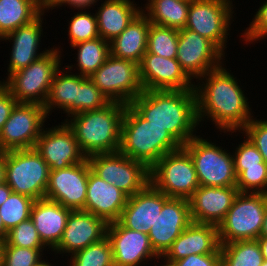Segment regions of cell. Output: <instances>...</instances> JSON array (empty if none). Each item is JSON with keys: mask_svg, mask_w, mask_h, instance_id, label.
<instances>
[{"mask_svg": "<svg viewBox=\"0 0 267 266\" xmlns=\"http://www.w3.org/2000/svg\"><path fill=\"white\" fill-rule=\"evenodd\" d=\"M224 66L223 63L196 80L194 90L199 126L210 119L218 131L230 135L241 132L255 115L238 84L241 81Z\"/></svg>", "mask_w": 267, "mask_h": 266, "instance_id": "1", "label": "cell"}, {"mask_svg": "<svg viewBox=\"0 0 267 266\" xmlns=\"http://www.w3.org/2000/svg\"><path fill=\"white\" fill-rule=\"evenodd\" d=\"M129 105L150 124L166 129L182 146L197 136L194 89L144 90Z\"/></svg>", "mask_w": 267, "mask_h": 266, "instance_id": "2", "label": "cell"}, {"mask_svg": "<svg viewBox=\"0 0 267 266\" xmlns=\"http://www.w3.org/2000/svg\"><path fill=\"white\" fill-rule=\"evenodd\" d=\"M125 109L126 105L122 103L109 102L100 109L71 115L64 122L73 131L87 158L95 154L114 153L120 150Z\"/></svg>", "mask_w": 267, "mask_h": 266, "instance_id": "3", "label": "cell"}, {"mask_svg": "<svg viewBox=\"0 0 267 266\" xmlns=\"http://www.w3.org/2000/svg\"><path fill=\"white\" fill-rule=\"evenodd\" d=\"M182 145L164 128L152 125L130 105H126L121 123L120 152L151 169L165 154Z\"/></svg>", "mask_w": 267, "mask_h": 266, "instance_id": "4", "label": "cell"}, {"mask_svg": "<svg viewBox=\"0 0 267 266\" xmlns=\"http://www.w3.org/2000/svg\"><path fill=\"white\" fill-rule=\"evenodd\" d=\"M55 47V48H54ZM55 45L51 50L26 68L0 80L18 103L44 106L49 95L55 73L62 66V52ZM62 61V62H61Z\"/></svg>", "mask_w": 267, "mask_h": 266, "instance_id": "5", "label": "cell"}, {"mask_svg": "<svg viewBox=\"0 0 267 266\" xmlns=\"http://www.w3.org/2000/svg\"><path fill=\"white\" fill-rule=\"evenodd\" d=\"M266 207L267 194L239 192L224 219L217 226L220 245L258 239Z\"/></svg>", "mask_w": 267, "mask_h": 266, "instance_id": "6", "label": "cell"}, {"mask_svg": "<svg viewBox=\"0 0 267 266\" xmlns=\"http://www.w3.org/2000/svg\"><path fill=\"white\" fill-rule=\"evenodd\" d=\"M197 135L182 146L193 160L200 186H236L234 158L224 147L216 142ZM209 140V141H208ZM224 148V150H223Z\"/></svg>", "mask_w": 267, "mask_h": 266, "instance_id": "7", "label": "cell"}, {"mask_svg": "<svg viewBox=\"0 0 267 266\" xmlns=\"http://www.w3.org/2000/svg\"><path fill=\"white\" fill-rule=\"evenodd\" d=\"M49 173V166L35 148L5 152V182L13 193L34 200L45 198Z\"/></svg>", "mask_w": 267, "mask_h": 266, "instance_id": "8", "label": "cell"}, {"mask_svg": "<svg viewBox=\"0 0 267 266\" xmlns=\"http://www.w3.org/2000/svg\"><path fill=\"white\" fill-rule=\"evenodd\" d=\"M150 183L168 197L184 199L200 186L193 160L183 147L165 154L150 169Z\"/></svg>", "mask_w": 267, "mask_h": 266, "instance_id": "9", "label": "cell"}, {"mask_svg": "<svg viewBox=\"0 0 267 266\" xmlns=\"http://www.w3.org/2000/svg\"><path fill=\"white\" fill-rule=\"evenodd\" d=\"M89 78L109 102L129 105L144 91L139 77V64L111 54Z\"/></svg>", "mask_w": 267, "mask_h": 266, "instance_id": "10", "label": "cell"}, {"mask_svg": "<svg viewBox=\"0 0 267 266\" xmlns=\"http://www.w3.org/2000/svg\"><path fill=\"white\" fill-rule=\"evenodd\" d=\"M87 160L95 175L115 185L128 196L142 191L150 183V169L144 163L133 160L120 151L95 154Z\"/></svg>", "mask_w": 267, "mask_h": 266, "instance_id": "11", "label": "cell"}, {"mask_svg": "<svg viewBox=\"0 0 267 266\" xmlns=\"http://www.w3.org/2000/svg\"><path fill=\"white\" fill-rule=\"evenodd\" d=\"M233 1L191 0L185 28L207 38L226 54V43L235 13Z\"/></svg>", "mask_w": 267, "mask_h": 266, "instance_id": "12", "label": "cell"}, {"mask_svg": "<svg viewBox=\"0 0 267 266\" xmlns=\"http://www.w3.org/2000/svg\"><path fill=\"white\" fill-rule=\"evenodd\" d=\"M47 119L44 106L17 103L0 133V150L34 148Z\"/></svg>", "mask_w": 267, "mask_h": 266, "instance_id": "13", "label": "cell"}, {"mask_svg": "<svg viewBox=\"0 0 267 266\" xmlns=\"http://www.w3.org/2000/svg\"><path fill=\"white\" fill-rule=\"evenodd\" d=\"M225 57V54L207 38L190 29L179 30L176 59L193 81L222 65L226 62Z\"/></svg>", "mask_w": 267, "mask_h": 266, "instance_id": "14", "label": "cell"}, {"mask_svg": "<svg viewBox=\"0 0 267 266\" xmlns=\"http://www.w3.org/2000/svg\"><path fill=\"white\" fill-rule=\"evenodd\" d=\"M50 170H60L84 162L87 157L81 151L73 131L65 122L44 128L34 147Z\"/></svg>", "mask_w": 267, "mask_h": 266, "instance_id": "15", "label": "cell"}, {"mask_svg": "<svg viewBox=\"0 0 267 266\" xmlns=\"http://www.w3.org/2000/svg\"><path fill=\"white\" fill-rule=\"evenodd\" d=\"M106 237L112 247L114 266H142L152 260L156 265L155 261L161 259L148 234L125 228L119 221L108 223Z\"/></svg>", "mask_w": 267, "mask_h": 266, "instance_id": "16", "label": "cell"}, {"mask_svg": "<svg viewBox=\"0 0 267 266\" xmlns=\"http://www.w3.org/2000/svg\"><path fill=\"white\" fill-rule=\"evenodd\" d=\"M88 160L60 170H50L45 198L71 210H83L87 195Z\"/></svg>", "mask_w": 267, "mask_h": 266, "instance_id": "17", "label": "cell"}, {"mask_svg": "<svg viewBox=\"0 0 267 266\" xmlns=\"http://www.w3.org/2000/svg\"><path fill=\"white\" fill-rule=\"evenodd\" d=\"M108 223L84 210H72L58 245L51 251L67 257L106 237ZM68 253V254H67ZM69 255V256H68Z\"/></svg>", "mask_w": 267, "mask_h": 266, "instance_id": "18", "label": "cell"}, {"mask_svg": "<svg viewBox=\"0 0 267 266\" xmlns=\"http://www.w3.org/2000/svg\"><path fill=\"white\" fill-rule=\"evenodd\" d=\"M191 223L189 200L169 197L148 233L154 251L162 257Z\"/></svg>", "mask_w": 267, "mask_h": 266, "instance_id": "19", "label": "cell"}, {"mask_svg": "<svg viewBox=\"0 0 267 266\" xmlns=\"http://www.w3.org/2000/svg\"><path fill=\"white\" fill-rule=\"evenodd\" d=\"M143 90H190L193 80L181 68L176 58H164L145 53L139 64Z\"/></svg>", "mask_w": 267, "mask_h": 266, "instance_id": "20", "label": "cell"}, {"mask_svg": "<svg viewBox=\"0 0 267 266\" xmlns=\"http://www.w3.org/2000/svg\"><path fill=\"white\" fill-rule=\"evenodd\" d=\"M42 11L34 20L28 24L22 25L13 32L0 39L1 41L7 40L11 43L9 64L5 77L8 78L12 73L17 72L29 66L32 62L36 61L43 55L47 54L51 49L40 51L41 37H43L44 14ZM12 40V41H11Z\"/></svg>", "mask_w": 267, "mask_h": 266, "instance_id": "21", "label": "cell"}, {"mask_svg": "<svg viewBox=\"0 0 267 266\" xmlns=\"http://www.w3.org/2000/svg\"><path fill=\"white\" fill-rule=\"evenodd\" d=\"M238 193L236 186H199L188 199L192 222L218 226Z\"/></svg>", "mask_w": 267, "mask_h": 266, "instance_id": "22", "label": "cell"}, {"mask_svg": "<svg viewBox=\"0 0 267 266\" xmlns=\"http://www.w3.org/2000/svg\"><path fill=\"white\" fill-rule=\"evenodd\" d=\"M168 198L149 183L142 191L128 197L118 221L125 228L148 234Z\"/></svg>", "mask_w": 267, "mask_h": 266, "instance_id": "23", "label": "cell"}, {"mask_svg": "<svg viewBox=\"0 0 267 266\" xmlns=\"http://www.w3.org/2000/svg\"><path fill=\"white\" fill-rule=\"evenodd\" d=\"M128 197L115 185L89 171L84 211L101 217L107 223L118 221Z\"/></svg>", "mask_w": 267, "mask_h": 266, "instance_id": "24", "label": "cell"}, {"mask_svg": "<svg viewBox=\"0 0 267 266\" xmlns=\"http://www.w3.org/2000/svg\"><path fill=\"white\" fill-rule=\"evenodd\" d=\"M217 225L192 222L161 257L177 261L192 254L221 253Z\"/></svg>", "mask_w": 267, "mask_h": 266, "instance_id": "25", "label": "cell"}, {"mask_svg": "<svg viewBox=\"0 0 267 266\" xmlns=\"http://www.w3.org/2000/svg\"><path fill=\"white\" fill-rule=\"evenodd\" d=\"M71 209L47 198L35 200L30 218L42 243L51 251L58 245Z\"/></svg>", "mask_w": 267, "mask_h": 266, "instance_id": "26", "label": "cell"}, {"mask_svg": "<svg viewBox=\"0 0 267 266\" xmlns=\"http://www.w3.org/2000/svg\"><path fill=\"white\" fill-rule=\"evenodd\" d=\"M95 10L98 32L109 43L119 36L133 19L142 11V6L134 0H101ZM139 5V6H137Z\"/></svg>", "mask_w": 267, "mask_h": 266, "instance_id": "27", "label": "cell"}, {"mask_svg": "<svg viewBox=\"0 0 267 266\" xmlns=\"http://www.w3.org/2000/svg\"><path fill=\"white\" fill-rule=\"evenodd\" d=\"M150 20L141 11L110 44V54L140 64L147 51Z\"/></svg>", "mask_w": 267, "mask_h": 266, "instance_id": "28", "label": "cell"}, {"mask_svg": "<svg viewBox=\"0 0 267 266\" xmlns=\"http://www.w3.org/2000/svg\"><path fill=\"white\" fill-rule=\"evenodd\" d=\"M190 3L191 0H147L141 8L152 24L180 30L186 26Z\"/></svg>", "mask_w": 267, "mask_h": 266, "instance_id": "29", "label": "cell"}, {"mask_svg": "<svg viewBox=\"0 0 267 266\" xmlns=\"http://www.w3.org/2000/svg\"><path fill=\"white\" fill-rule=\"evenodd\" d=\"M42 12L41 0H0V39Z\"/></svg>", "mask_w": 267, "mask_h": 266, "instance_id": "30", "label": "cell"}, {"mask_svg": "<svg viewBox=\"0 0 267 266\" xmlns=\"http://www.w3.org/2000/svg\"><path fill=\"white\" fill-rule=\"evenodd\" d=\"M77 94L78 74H73L70 70H66L65 66L59 68L55 73L48 98L44 104L47 117L50 116L56 108V110L59 109V111L61 110V112H64L74 101H77Z\"/></svg>", "mask_w": 267, "mask_h": 266, "instance_id": "31", "label": "cell"}, {"mask_svg": "<svg viewBox=\"0 0 267 266\" xmlns=\"http://www.w3.org/2000/svg\"><path fill=\"white\" fill-rule=\"evenodd\" d=\"M71 47L77 50V64L67 65L66 69L73 71L75 67L79 71L77 74L85 77H90L110 55V44L101 37L82 41Z\"/></svg>", "mask_w": 267, "mask_h": 266, "instance_id": "32", "label": "cell"}, {"mask_svg": "<svg viewBox=\"0 0 267 266\" xmlns=\"http://www.w3.org/2000/svg\"><path fill=\"white\" fill-rule=\"evenodd\" d=\"M221 266H261L264 258L257 239L221 244Z\"/></svg>", "mask_w": 267, "mask_h": 266, "instance_id": "33", "label": "cell"}, {"mask_svg": "<svg viewBox=\"0 0 267 266\" xmlns=\"http://www.w3.org/2000/svg\"><path fill=\"white\" fill-rule=\"evenodd\" d=\"M108 103V99L89 77L78 74L77 101H74L63 113L67 115V119L71 115L100 109Z\"/></svg>", "mask_w": 267, "mask_h": 266, "instance_id": "34", "label": "cell"}, {"mask_svg": "<svg viewBox=\"0 0 267 266\" xmlns=\"http://www.w3.org/2000/svg\"><path fill=\"white\" fill-rule=\"evenodd\" d=\"M179 30L150 23L146 53L177 58Z\"/></svg>", "mask_w": 267, "mask_h": 266, "instance_id": "35", "label": "cell"}, {"mask_svg": "<svg viewBox=\"0 0 267 266\" xmlns=\"http://www.w3.org/2000/svg\"><path fill=\"white\" fill-rule=\"evenodd\" d=\"M69 266H114L112 247L107 237L71 255Z\"/></svg>", "mask_w": 267, "mask_h": 266, "instance_id": "36", "label": "cell"}, {"mask_svg": "<svg viewBox=\"0 0 267 266\" xmlns=\"http://www.w3.org/2000/svg\"><path fill=\"white\" fill-rule=\"evenodd\" d=\"M76 10H78V12L70 18L71 20L68 22L69 25H67V36H69L68 41L70 39V47L79 42L100 37L95 13L89 11V8L88 11L87 8Z\"/></svg>", "mask_w": 267, "mask_h": 266, "instance_id": "37", "label": "cell"}, {"mask_svg": "<svg viewBox=\"0 0 267 266\" xmlns=\"http://www.w3.org/2000/svg\"><path fill=\"white\" fill-rule=\"evenodd\" d=\"M34 199L18 193H11L0 206V215L7 231L30 218Z\"/></svg>", "mask_w": 267, "mask_h": 266, "instance_id": "38", "label": "cell"}, {"mask_svg": "<svg viewBox=\"0 0 267 266\" xmlns=\"http://www.w3.org/2000/svg\"><path fill=\"white\" fill-rule=\"evenodd\" d=\"M3 246L47 248L41 241L31 218L10 229Z\"/></svg>", "mask_w": 267, "mask_h": 266, "instance_id": "39", "label": "cell"}, {"mask_svg": "<svg viewBox=\"0 0 267 266\" xmlns=\"http://www.w3.org/2000/svg\"><path fill=\"white\" fill-rule=\"evenodd\" d=\"M47 249L3 246L2 266H37Z\"/></svg>", "mask_w": 267, "mask_h": 266, "instance_id": "40", "label": "cell"}, {"mask_svg": "<svg viewBox=\"0 0 267 266\" xmlns=\"http://www.w3.org/2000/svg\"><path fill=\"white\" fill-rule=\"evenodd\" d=\"M232 152L234 158L235 173L238 176L243 170L253 167H267L263 156L255 145L245 136L244 141L235 146Z\"/></svg>", "mask_w": 267, "mask_h": 266, "instance_id": "41", "label": "cell"}, {"mask_svg": "<svg viewBox=\"0 0 267 266\" xmlns=\"http://www.w3.org/2000/svg\"><path fill=\"white\" fill-rule=\"evenodd\" d=\"M239 192L267 194V167H253L243 170L237 176Z\"/></svg>", "mask_w": 267, "mask_h": 266, "instance_id": "42", "label": "cell"}, {"mask_svg": "<svg viewBox=\"0 0 267 266\" xmlns=\"http://www.w3.org/2000/svg\"><path fill=\"white\" fill-rule=\"evenodd\" d=\"M256 118L253 117L241 133L255 145L267 164V120Z\"/></svg>", "mask_w": 267, "mask_h": 266, "instance_id": "43", "label": "cell"}, {"mask_svg": "<svg viewBox=\"0 0 267 266\" xmlns=\"http://www.w3.org/2000/svg\"><path fill=\"white\" fill-rule=\"evenodd\" d=\"M257 10L253 16V21L241 34L242 41H245L246 45L256 43L259 40L262 41L267 37V0Z\"/></svg>", "mask_w": 267, "mask_h": 266, "instance_id": "44", "label": "cell"}, {"mask_svg": "<svg viewBox=\"0 0 267 266\" xmlns=\"http://www.w3.org/2000/svg\"><path fill=\"white\" fill-rule=\"evenodd\" d=\"M174 266H221V253L192 254L177 261H166Z\"/></svg>", "mask_w": 267, "mask_h": 266, "instance_id": "45", "label": "cell"}, {"mask_svg": "<svg viewBox=\"0 0 267 266\" xmlns=\"http://www.w3.org/2000/svg\"><path fill=\"white\" fill-rule=\"evenodd\" d=\"M98 0H41L42 11L48 12L50 9L51 11L56 8H60L63 5L68 6L74 9L80 8H94L92 5H96Z\"/></svg>", "mask_w": 267, "mask_h": 266, "instance_id": "46", "label": "cell"}, {"mask_svg": "<svg viewBox=\"0 0 267 266\" xmlns=\"http://www.w3.org/2000/svg\"><path fill=\"white\" fill-rule=\"evenodd\" d=\"M18 102L12 96L10 91L0 83V133L4 123L8 120L12 109Z\"/></svg>", "mask_w": 267, "mask_h": 266, "instance_id": "47", "label": "cell"}, {"mask_svg": "<svg viewBox=\"0 0 267 266\" xmlns=\"http://www.w3.org/2000/svg\"><path fill=\"white\" fill-rule=\"evenodd\" d=\"M12 192V189L7 185L6 182L0 184V206L7 201Z\"/></svg>", "mask_w": 267, "mask_h": 266, "instance_id": "48", "label": "cell"}, {"mask_svg": "<svg viewBox=\"0 0 267 266\" xmlns=\"http://www.w3.org/2000/svg\"><path fill=\"white\" fill-rule=\"evenodd\" d=\"M5 182V152L0 155V184Z\"/></svg>", "mask_w": 267, "mask_h": 266, "instance_id": "49", "label": "cell"}, {"mask_svg": "<svg viewBox=\"0 0 267 266\" xmlns=\"http://www.w3.org/2000/svg\"><path fill=\"white\" fill-rule=\"evenodd\" d=\"M259 246L261 248V252L263 255L264 260L267 261V237H259L257 239Z\"/></svg>", "mask_w": 267, "mask_h": 266, "instance_id": "50", "label": "cell"}, {"mask_svg": "<svg viewBox=\"0 0 267 266\" xmlns=\"http://www.w3.org/2000/svg\"><path fill=\"white\" fill-rule=\"evenodd\" d=\"M260 237H267V207H266V211H265V214H264V221H263V224H262Z\"/></svg>", "mask_w": 267, "mask_h": 266, "instance_id": "51", "label": "cell"}, {"mask_svg": "<svg viewBox=\"0 0 267 266\" xmlns=\"http://www.w3.org/2000/svg\"><path fill=\"white\" fill-rule=\"evenodd\" d=\"M8 231L4 227L2 217L0 215V240L4 241L7 236Z\"/></svg>", "mask_w": 267, "mask_h": 266, "instance_id": "52", "label": "cell"}, {"mask_svg": "<svg viewBox=\"0 0 267 266\" xmlns=\"http://www.w3.org/2000/svg\"><path fill=\"white\" fill-rule=\"evenodd\" d=\"M3 245H4V241L0 240V266H2Z\"/></svg>", "mask_w": 267, "mask_h": 266, "instance_id": "53", "label": "cell"}, {"mask_svg": "<svg viewBox=\"0 0 267 266\" xmlns=\"http://www.w3.org/2000/svg\"><path fill=\"white\" fill-rule=\"evenodd\" d=\"M55 264L49 263L48 259H43L37 266H53Z\"/></svg>", "mask_w": 267, "mask_h": 266, "instance_id": "54", "label": "cell"}, {"mask_svg": "<svg viewBox=\"0 0 267 266\" xmlns=\"http://www.w3.org/2000/svg\"><path fill=\"white\" fill-rule=\"evenodd\" d=\"M161 260L163 261V263H160L159 266H174L172 263L164 261L163 258H161Z\"/></svg>", "mask_w": 267, "mask_h": 266, "instance_id": "55", "label": "cell"}, {"mask_svg": "<svg viewBox=\"0 0 267 266\" xmlns=\"http://www.w3.org/2000/svg\"><path fill=\"white\" fill-rule=\"evenodd\" d=\"M261 266H267V261L264 260V261H263V264H262Z\"/></svg>", "mask_w": 267, "mask_h": 266, "instance_id": "56", "label": "cell"}]
</instances>
